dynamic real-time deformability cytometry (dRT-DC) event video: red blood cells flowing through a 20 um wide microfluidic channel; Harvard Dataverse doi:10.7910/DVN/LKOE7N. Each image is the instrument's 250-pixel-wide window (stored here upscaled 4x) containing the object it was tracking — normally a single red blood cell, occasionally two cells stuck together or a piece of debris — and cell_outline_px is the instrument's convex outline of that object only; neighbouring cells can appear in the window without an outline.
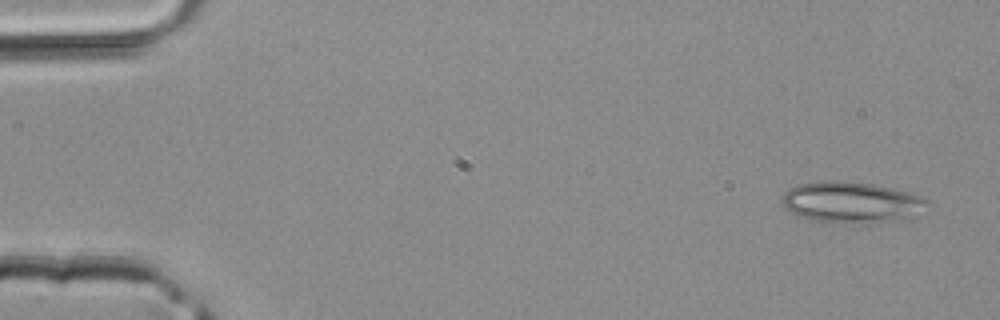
{"species": "common noctule bat (a hibernating species)", "species_latin": "Nyctalus noctula", "temperature_condition": "room temperature", "stored_images_in_passage": 3, "camera_frame_rate_fps": 3000, "um_per_image_px": 0.085, "animal": {"sex": "male", "body_mass_g": 20.4}, "frame": {"image": 1, "passage_image": 1, "time_ms": 0.0, "image_size_px": [1000, 320], "cell_outline_px": [[928, 200], [912, 220], [872, 224], [852, 224], [812, 220], [800, 216], [792, 212], [784, 204], [784, 192], [788, 188], [796, 184], [824, 180], [836, 180], [872, 184], [892, 188], [924, 196]], "centroid_in_image_um": [72.43, 17.22], "position_along_channel_um": 12.6, "area_um2": 35.26}}